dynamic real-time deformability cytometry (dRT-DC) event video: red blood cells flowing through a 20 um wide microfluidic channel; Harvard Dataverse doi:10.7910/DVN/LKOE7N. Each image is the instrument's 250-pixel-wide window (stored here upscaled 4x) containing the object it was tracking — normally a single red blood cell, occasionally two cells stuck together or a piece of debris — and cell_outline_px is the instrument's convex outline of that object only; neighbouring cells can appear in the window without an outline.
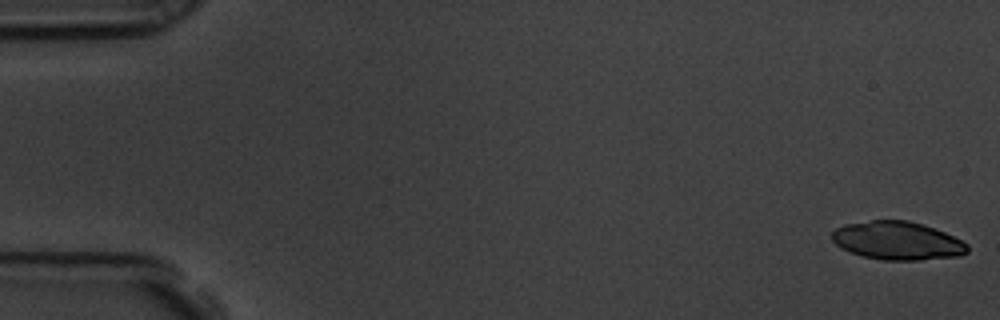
{"species": "common noctule bat (a hibernating species)", "species_latin": "Nyctalus noctula", "temperature_condition": "room temperature", "stored_images_in_passage": 57, "camera_frame_rate_fps": 3000, "um_per_image_px": 0.085, "animal": {"sex": "male", "body_mass_g": 19.5, "forearm_length_mm": 54.6}, "frame": {"image": 1, "passage_image": 1, "time_ms": 0.0, "image_size_px": [1000, 320], "cell_outline_px": [[968, 252], [960, 256], [920, 260], [880, 260], [864, 256], [840, 248], [832, 240], [832, 232], [836, 228], [844, 224], [872, 220], [908, 220], [924, 224], [944, 232], [968, 244]], "centroid_in_image_um": [76.28, 20.46], "position_along_channel_um": 8.7, "area_um2": 30.29}}